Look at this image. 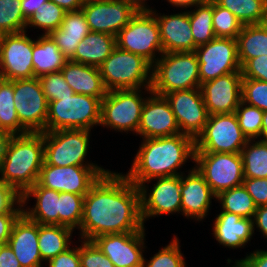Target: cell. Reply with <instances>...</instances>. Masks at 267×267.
Wrapping results in <instances>:
<instances>
[{
    "instance_id": "6da1fadb",
    "label": "cell",
    "mask_w": 267,
    "mask_h": 267,
    "mask_svg": "<svg viewBox=\"0 0 267 267\" xmlns=\"http://www.w3.org/2000/svg\"><path fill=\"white\" fill-rule=\"evenodd\" d=\"M143 228L140 190L125 174L109 171L84 196L81 240Z\"/></svg>"
},
{
    "instance_id": "7a4b0ae2",
    "label": "cell",
    "mask_w": 267,
    "mask_h": 267,
    "mask_svg": "<svg viewBox=\"0 0 267 267\" xmlns=\"http://www.w3.org/2000/svg\"><path fill=\"white\" fill-rule=\"evenodd\" d=\"M188 159L194 163L195 140L184 134L169 137L143 139L125 175L139 187L157 177H169L184 174L178 172Z\"/></svg>"
},
{
    "instance_id": "3957f363",
    "label": "cell",
    "mask_w": 267,
    "mask_h": 267,
    "mask_svg": "<svg viewBox=\"0 0 267 267\" xmlns=\"http://www.w3.org/2000/svg\"><path fill=\"white\" fill-rule=\"evenodd\" d=\"M43 162V132L10 135L0 160V179L22 196L37 182Z\"/></svg>"
},
{
    "instance_id": "277c9868",
    "label": "cell",
    "mask_w": 267,
    "mask_h": 267,
    "mask_svg": "<svg viewBox=\"0 0 267 267\" xmlns=\"http://www.w3.org/2000/svg\"><path fill=\"white\" fill-rule=\"evenodd\" d=\"M153 65L144 57L116 47L99 67L108 91L144 88L151 94Z\"/></svg>"
},
{
    "instance_id": "5b68a950",
    "label": "cell",
    "mask_w": 267,
    "mask_h": 267,
    "mask_svg": "<svg viewBox=\"0 0 267 267\" xmlns=\"http://www.w3.org/2000/svg\"><path fill=\"white\" fill-rule=\"evenodd\" d=\"M199 63L194 51L163 53L153 64L152 92L164 96L200 88Z\"/></svg>"
},
{
    "instance_id": "8992f818",
    "label": "cell",
    "mask_w": 267,
    "mask_h": 267,
    "mask_svg": "<svg viewBox=\"0 0 267 267\" xmlns=\"http://www.w3.org/2000/svg\"><path fill=\"white\" fill-rule=\"evenodd\" d=\"M101 100L77 94L48 102L46 132L63 129L91 130L100 125Z\"/></svg>"
},
{
    "instance_id": "52a82bcc",
    "label": "cell",
    "mask_w": 267,
    "mask_h": 267,
    "mask_svg": "<svg viewBox=\"0 0 267 267\" xmlns=\"http://www.w3.org/2000/svg\"><path fill=\"white\" fill-rule=\"evenodd\" d=\"M116 44L119 49L140 55L153 65L163 54L155 15L150 10H138L117 34Z\"/></svg>"
},
{
    "instance_id": "ba28073f",
    "label": "cell",
    "mask_w": 267,
    "mask_h": 267,
    "mask_svg": "<svg viewBox=\"0 0 267 267\" xmlns=\"http://www.w3.org/2000/svg\"><path fill=\"white\" fill-rule=\"evenodd\" d=\"M90 131L63 129L43 132L44 162L58 167L71 165L100 167L85 161L89 149Z\"/></svg>"
},
{
    "instance_id": "9c48e42d",
    "label": "cell",
    "mask_w": 267,
    "mask_h": 267,
    "mask_svg": "<svg viewBox=\"0 0 267 267\" xmlns=\"http://www.w3.org/2000/svg\"><path fill=\"white\" fill-rule=\"evenodd\" d=\"M141 93V88L108 91L101 100L100 125L118 132L137 133L146 101Z\"/></svg>"
},
{
    "instance_id": "30bf717a",
    "label": "cell",
    "mask_w": 267,
    "mask_h": 267,
    "mask_svg": "<svg viewBox=\"0 0 267 267\" xmlns=\"http://www.w3.org/2000/svg\"><path fill=\"white\" fill-rule=\"evenodd\" d=\"M247 141L235 112L209 115L195 140V152L240 153Z\"/></svg>"
},
{
    "instance_id": "8fae6325",
    "label": "cell",
    "mask_w": 267,
    "mask_h": 267,
    "mask_svg": "<svg viewBox=\"0 0 267 267\" xmlns=\"http://www.w3.org/2000/svg\"><path fill=\"white\" fill-rule=\"evenodd\" d=\"M194 162V166L216 195L243 184L244 171L240 153L195 152Z\"/></svg>"
},
{
    "instance_id": "7c38bea8",
    "label": "cell",
    "mask_w": 267,
    "mask_h": 267,
    "mask_svg": "<svg viewBox=\"0 0 267 267\" xmlns=\"http://www.w3.org/2000/svg\"><path fill=\"white\" fill-rule=\"evenodd\" d=\"M110 170L103 167L54 166L43 162L37 183L40 186L77 195H86L90 188Z\"/></svg>"
},
{
    "instance_id": "4fadbf2b",
    "label": "cell",
    "mask_w": 267,
    "mask_h": 267,
    "mask_svg": "<svg viewBox=\"0 0 267 267\" xmlns=\"http://www.w3.org/2000/svg\"><path fill=\"white\" fill-rule=\"evenodd\" d=\"M14 105L28 132H46L48 101L38 78L14 80Z\"/></svg>"
},
{
    "instance_id": "5bb4252c",
    "label": "cell",
    "mask_w": 267,
    "mask_h": 267,
    "mask_svg": "<svg viewBox=\"0 0 267 267\" xmlns=\"http://www.w3.org/2000/svg\"><path fill=\"white\" fill-rule=\"evenodd\" d=\"M194 52L199 63L200 84L232 72H241L236 39L215 37L198 46Z\"/></svg>"
},
{
    "instance_id": "9a60e30c",
    "label": "cell",
    "mask_w": 267,
    "mask_h": 267,
    "mask_svg": "<svg viewBox=\"0 0 267 267\" xmlns=\"http://www.w3.org/2000/svg\"><path fill=\"white\" fill-rule=\"evenodd\" d=\"M164 96L170 103L180 133L196 140L209 117L201 89L178 90Z\"/></svg>"
},
{
    "instance_id": "2e32d148",
    "label": "cell",
    "mask_w": 267,
    "mask_h": 267,
    "mask_svg": "<svg viewBox=\"0 0 267 267\" xmlns=\"http://www.w3.org/2000/svg\"><path fill=\"white\" fill-rule=\"evenodd\" d=\"M153 179L157 181L150 193L147 185L139 186L143 224L150 217L181 212V175Z\"/></svg>"
},
{
    "instance_id": "e0dca14e",
    "label": "cell",
    "mask_w": 267,
    "mask_h": 267,
    "mask_svg": "<svg viewBox=\"0 0 267 267\" xmlns=\"http://www.w3.org/2000/svg\"><path fill=\"white\" fill-rule=\"evenodd\" d=\"M91 32L106 33L115 37L137 13L126 0H96L84 2L81 7Z\"/></svg>"
},
{
    "instance_id": "ac0fdd59",
    "label": "cell",
    "mask_w": 267,
    "mask_h": 267,
    "mask_svg": "<svg viewBox=\"0 0 267 267\" xmlns=\"http://www.w3.org/2000/svg\"><path fill=\"white\" fill-rule=\"evenodd\" d=\"M26 32L3 34L1 36V69L6 80L34 78L32 39Z\"/></svg>"
},
{
    "instance_id": "d6986e66",
    "label": "cell",
    "mask_w": 267,
    "mask_h": 267,
    "mask_svg": "<svg viewBox=\"0 0 267 267\" xmlns=\"http://www.w3.org/2000/svg\"><path fill=\"white\" fill-rule=\"evenodd\" d=\"M145 228L137 232L107 234L91 241L115 267H143Z\"/></svg>"
},
{
    "instance_id": "ffe728a7",
    "label": "cell",
    "mask_w": 267,
    "mask_h": 267,
    "mask_svg": "<svg viewBox=\"0 0 267 267\" xmlns=\"http://www.w3.org/2000/svg\"><path fill=\"white\" fill-rule=\"evenodd\" d=\"M242 72H232L201 84L209 115L233 113L242 101Z\"/></svg>"
},
{
    "instance_id": "44dd1931",
    "label": "cell",
    "mask_w": 267,
    "mask_h": 267,
    "mask_svg": "<svg viewBox=\"0 0 267 267\" xmlns=\"http://www.w3.org/2000/svg\"><path fill=\"white\" fill-rule=\"evenodd\" d=\"M136 134L142 139L180 134L175 115L165 96L151 92V95L146 97Z\"/></svg>"
},
{
    "instance_id": "7402d4cb",
    "label": "cell",
    "mask_w": 267,
    "mask_h": 267,
    "mask_svg": "<svg viewBox=\"0 0 267 267\" xmlns=\"http://www.w3.org/2000/svg\"><path fill=\"white\" fill-rule=\"evenodd\" d=\"M212 197L216 199L217 195L196 167L187 176L181 174V213L186 218L203 220L208 215Z\"/></svg>"
},
{
    "instance_id": "603a6c76",
    "label": "cell",
    "mask_w": 267,
    "mask_h": 267,
    "mask_svg": "<svg viewBox=\"0 0 267 267\" xmlns=\"http://www.w3.org/2000/svg\"><path fill=\"white\" fill-rule=\"evenodd\" d=\"M150 11L157 19L163 53L194 51L197 48L188 11L171 15H159L152 8Z\"/></svg>"
},
{
    "instance_id": "cb8c5ba5",
    "label": "cell",
    "mask_w": 267,
    "mask_h": 267,
    "mask_svg": "<svg viewBox=\"0 0 267 267\" xmlns=\"http://www.w3.org/2000/svg\"><path fill=\"white\" fill-rule=\"evenodd\" d=\"M7 244L21 267H43L38 247V223L24 213L14 222Z\"/></svg>"
},
{
    "instance_id": "d4e9b609",
    "label": "cell",
    "mask_w": 267,
    "mask_h": 267,
    "mask_svg": "<svg viewBox=\"0 0 267 267\" xmlns=\"http://www.w3.org/2000/svg\"><path fill=\"white\" fill-rule=\"evenodd\" d=\"M213 235L225 247L244 248L254 235L253 218H241L234 213L221 211L214 221Z\"/></svg>"
},
{
    "instance_id": "484cf974",
    "label": "cell",
    "mask_w": 267,
    "mask_h": 267,
    "mask_svg": "<svg viewBox=\"0 0 267 267\" xmlns=\"http://www.w3.org/2000/svg\"><path fill=\"white\" fill-rule=\"evenodd\" d=\"M61 73L74 93L89 95L102 100L108 92L98 67L67 60Z\"/></svg>"
},
{
    "instance_id": "4316f807",
    "label": "cell",
    "mask_w": 267,
    "mask_h": 267,
    "mask_svg": "<svg viewBox=\"0 0 267 267\" xmlns=\"http://www.w3.org/2000/svg\"><path fill=\"white\" fill-rule=\"evenodd\" d=\"M32 196L36 199L34 207L23 208V213L38 224L59 225V192L40 186L36 182L22 195L23 207Z\"/></svg>"
},
{
    "instance_id": "83f0119b",
    "label": "cell",
    "mask_w": 267,
    "mask_h": 267,
    "mask_svg": "<svg viewBox=\"0 0 267 267\" xmlns=\"http://www.w3.org/2000/svg\"><path fill=\"white\" fill-rule=\"evenodd\" d=\"M90 32L82 9L66 12L58 29L50 36L62 54L69 60L75 53L80 41Z\"/></svg>"
},
{
    "instance_id": "f1b7e54d",
    "label": "cell",
    "mask_w": 267,
    "mask_h": 267,
    "mask_svg": "<svg viewBox=\"0 0 267 267\" xmlns=\"http://www.w3.org/2000/svg\"><path fill=\"white\" fill-rule=\"evenodd\" d=\"M116 47L114 35L90 31L69 60L99 68Z\"/></svg>"
},
{
    "instance_id": "f546056e",
    "label": "cell",
    "mask_w": 267,
    "mask_h": 267,
    "mask_svg": "<svg viewBox=\"0 0 267 267\" xmlns=\"http://www.w3.org/2000/svg\"><path fill=\"white\" fill-rule=\"evenodd\" d=\"M67 60L50 35L42 34L37 40H32L34 77L61 71Z\"/></svg>"
},
{
    "instance_id": "4dcf8cb0",
    "label": "cell",
    "mask_w": 267,
    "mask_h": 267,
    "mask_svg": "<svg viewBox=\"0 0 267 267\" xmlns=\"http://www.w3.org/2000/svg\"><path fill=\"white\" fill-rule=\"evenodd\" d=\"M237 53L242 67L249 59L267 55V22L243 25L236 37Z\"/></svg>"
},
{
    "instance_id": "1f68e13d",
    "label": "cell",
    "mask_w": 267,
    "mask_h": 267,
    "mask_svg": "<svg viewBox=\"0 0 267 267\" xmlns=\"http://www.w3.org/2000/svg\"><path fill=\"white\" fill-rule=\"evenodd\" d=\"M74 230L63 225L38 224V247L42 261L46 263L70 248Z\"/></svg>"
},
{
    "instance_id": "d6a6232c",
    "label": "cell",
    "mask_w": 267,
    "mask_h": 267,
    "mask_svg": "<svg viewBox=\"0 0 267 267\" xmlns=\"http://www.w3.org/2000/svg\"><path fill=\"white\" fill-rule=\"evenodd\" d=\"M189 11L190 25L195 45L201 46L216 36L213 30V0H202Z\"/></svg>"
},
{
    "instance_id": "836d02e7",
    "label": "cell",
    "mask_w": 267,
    "mask_h": 267,
    "mask_svg": "<svg viewBox=\"0 0 267 267\" xmlns=\"http://www.w3.org/2000/svg\"><path fill=\"white\" fill-rule=\"evenodd\" d=\"M228 9L243 25L267 22V3L264 0H214Z\"/></svg>"
},
{
    "instance_id": "e575fe53",
    "label": "cell",
    "mask_w": 267,
    "mask_h": 267,
    "mask_svg": "<svg viewBox=\"0 0 267 267\" xmlns=\"http://www.w3.org/2000/svg\"><path fill=\"white\" fill-rule=\"evenodd\" d=\"M240 154L244 178H267V141L248 140Z\"/></svg>"
},
{
    "instance_id": "d590c367",
    "label": "cell",
    "mask_w": 267,
    "mask_h": 267,
    "mask_svg": "<svg viewBox=\"0 0 267 267\" xmlns=\"http://www.w3.org/2000/svg\"><path fill=\"white\" fill-rule=\"evenodd\" d=\"M216 199L220 202L222 211L234 213L241 218H253L257 209L243 184L220 192Z\"/></svg>"
},
{
    "instance_id": "8d00e7d4",
    "label": "cell",
    "mask_w": 267,
    "mask_h": 267,
    "mask_svg": "<svg viewBox=\"0 0 267 267\" xmlns=\"http://www.w3.org/2000/svg\"><path fill=\"white\" fill-rule=\"evenodd\" d=\"M66 11L52 1H47L26 22L29 27L43 29V35H50L58 29L65 17Z\"/></svg>"
},
{
    "instance_id": "74e56055",
    "label": "cell",
    "mask_w": 267,
    "mask_h": 267,
    "mask_svg": "<svg viewBox=\"0 0 267 267\" xmlns=\"http://www.w3.org/2000/svg\"><path fill=\"white\" fill-rule=\"evenodd\" d=\"M85 195L59 192V225L79 229L83 216Z\"/></svg>"
},
{
    "instance_id": "f35d334b",
    "label": "cell",
    "mask_w": 267,
    "mask_h": 267,
    "mask_svg": "<svg viewBox=\"0 0 267 267\" xmlns=\"http://www.w3.org/2000/svg\"><path fill=\"white\" fill-rule=\"evenodd\" d=\"M21 0H0V33L10 34L26 31Z\"/></svg>"
},
{
    "instance_id": "ab89813d",
    "label": "cell",
    "mask_w": 267,
    "mask_h": 267,
    "mask_svg": "<svg viewBox=\"0 0 267 267\" xmlns=\"http://www.w3.org/2000/svg\"><path fill=\"white\" fill-rule=\"evenodd\" d=\"M239 126L248 140H261L262 118L264 112L255 106L241 101L235 110Z\"/></svg>"
},
{
    "instance_id": "60d3db41",
    "label": "cell",
    "mask_w": 267,
    "mask_h": 267,
    "mask_svg": "<svg viewBox=\"0 0 267 267\" xmlns=\"http://www.w3.org/2000/svg\"><path fill=\"white\" fill-rule=\"evenodd\" d=\"M213 30L216 37L236 39L243 24L228 9L213 0Z\"/></svg>"
},
{
    "instance_id": "b9f144b4",
    "label": "cell",
    "mask_w": 267,
    "mask_h": 267,
    "mask_svg": "<svg viewBox=\"0 0 267 267\" xmlns=\"http://www.w3.org/2000/svg\"><path fill=\"white\" fill-rule=\"evenodd\" d=\"M179 244L177 236L173 237L172 241L153 255L149 261L144 258L143 267H186Z\"/></svg>"
},
{
    "instance_id": "7bdbcfd3",
    "label": "cell",
    "mask_w": 267,
    "mask_h": 267,
    "mask_svg": "<svg viewBox=\"0 0 267 267\" xmlns=\"http://www.w3.org/2000/svg\"><path fill=\"white\" fill-rule=\"evenodd\" d=\"M242 101L267 111V82L242 78Z\"/></svg>"
},
{
    "instance_id": "ee69618b",
    "label": "cell",
    "mask_w": 267,
    "mask_h": 267,
    "mask_svg": "<svg viewBox=\"0 0 267 267\" xmlns=\"http://www.w3.org/2000/svg\"><path fill=\"white\" fill-rule=\"evenodd\" d=\"M48 102L58 100V97L73 95V89L66 83L61 71L52 72L38 78Z\"/></svg>"
},
{
    "instance_id": "f6af8a7d",
    "label": "cell",
    "mask_w": 267,
    "mask_h": 267,
    "mask_svg": "<svg viewBox=\"0 0 267 267\" xmlns=\"http://www.w3.org/2000/svg\"><path fill=\"white\" fill-rule=\"evenodd\" d=\"M80 266L81 267H115L102 251L92 242L81 240Z\"/></svg>"
},
{
    "instance_id": "bcb514c9",
    "label": "cell",
    "mask_w": 267,
    "mask_h": 267,
    "mask_svg": "<svg viewBox=\"0 0 267 267\" xmlns=\"http://www.w3.org/2000/svg\"><path fill=\"white\" fill-rule=\"evenodd\" d=\"M0 128L4 129L9 135L28 133L20 124L14 102L0 104Z\"/></svg>"
},
{
    "instance_id": "7dc6e473",
    "label": "cell",
    "mask_w": 267,
    "mask_h": 267,
    "mask_svg": "<svg viewBox=\"0 0 267 267\" xmlns=\"http://www.w3.org/2000/svg\"><path fill=\"white\" fill-rule=\"evenodd\" d=\"M242 77L267 82V55L249 59L241 67Z\"/></svg>"
},
{
    "instance_id": "c3c4849f",
    "label": "cell",
    "mask_w": 267,
    "mask_h": 267,
    "mask_svg": "<svg viewBox=\"0 0 267 267\" xmlns=\"http://www.w3.org/2000/svg\"><path fill=\"white\" fill-rule=\"evenodd\" d=\"M243 186L257 207L267 205V178H244Z\"/></svg>"
},
{
    "instance_id": "681fc988",
    "label": "cell",
    "mask_w": 267,
    "mask_h": 267,
    "mask_svg": "<svg viewBox=\"0 0 267 267\" xmlns=\"http://www.w3.org/2000/svg\"><path fill=\"white\" fill-rule=\"evenodd\" d=\"M22 201V196L0 179V214L11 212Z\"/></svg>"
},
{
    "instance_id": "f907efd6",
    "label": "cell",
    "mask_w": 267,
    "mask_h": 267,
    "mask_svg": "<svg viewBox=\"0 0 267 267\" xmlns=\"http://www.w3.org/2000/svg\"><path fill=\"white\" fill-rule=\"evenodd\" d=\"M23 208L21 201L11 212L0 214V246L7 244L14 222L23 213Z\"/></svg>"
},
{
    "instance_id": "816d5d0a",
    "label": "cell",
    "mask_w": 267,
    "mask_h": 267,
    "mask_svg": "<svg viewBox=\"0 0 267 267\" xmlns=\"http://www.w3.org/2000/svg\"><path fill=\"white\" fill-rule=\"evenodd\" d=\"M49 263V264H48ZM48 267H81L80 246H72L47 262Z\"/></svg>"
},
{
    "instance_id": "f5cc1de1",
    "label": "cell",
    "mask_w": 267,
    "mask_h": 267,
    "mask_svg": "<svg viewBox=\"0 0 267 267\" xmlns=\"http://www.w3.org/2000/svg\"><path fill=\"white\" fill-rule=\"evenodd\" d=\"M235 267H267V251L256 250L243 259L235 260Z\"/></svg>"
},
{
    "instance_id": "db71d44e",
    "label": "cell",
    "mask_w": 267,
    "mask_h": 267,
    "mask_svg": "<svg viewBox=\"0 0 267 267\" xmlns=\"http://www.w3.org/2000/svg\"><path fill=\"white\" fill-rule=\"evenodd\" d=\"M0 267H21L8 244L0 246Z\"/></svg>"
},
{
    "instance_id": "11a10c76",
    "label": "cell",
    "mask_w": 267,
    "mask_h": 267,
    "mask_svg": "<svg viewBox=\"0 0 267 267\" xmlns=\"http://www.w3.org/2000/svg\"><path fill=\"white\" fill-rule=\"evenodd\" d=\"M258 228L267 238V205L259 206L253 216V228Z\"/></svg>"
},
{
    "instance_id": "9f6ffc18",
    "label": "cell",
    "mask_w": 267,
    "mask_h": 267,
    "mask_svg": "<svg viewBox=\"0 0 267 267\" xmlns=\"http://www.w3.org/2000/svg\"><path fill=\"white\" fill-rule=\"evenodd\" d=\"M14 102V80L9 81L0 77V104Z\"/></svg>"
},
{
    "instance_id": "6f0895ef",
    "label": "cell",
    "mask_w": 267,
    "mask_h": 267,
    "mask_svg": "<svg viewBox=\"0 0 267 267\" xmlns=\"http://www.w3.org/2000/svg\"><path fill=\"white\" fill-rule=\"evenodd\" d=\"M47 1L49 0H21L24 18L28 20L35 13L36 9L40 8Z\"/></svg>"
},
{
    "instance_id": "680465c9",
    "label": "cell",
    "mask_w": 267,
    "mask_h": 267,
    "mask_svg": "<svg viewBox=\"0 0 267 267\" xmlns=\"http://www.w3.org/2000/svg\"><path fill=\"white\" fill-rule=\"evenodd\" d=\"M63 8L66 12L75 11L81 9L84 4V0H50Z\"/></svg>"
},
{
    "instance_id": "91938a15",
    "label": "cell",
    "mask_w": 267,
    "mask_h": 267,
    "mask_svg": "<svg viewBox=\"0 0 267 267\" xmlns=\"http://www.w3.org/2000/svg\"><path fill=\"white\" fill-rule=\"evenodd\" d=\"M172 6L189 8L194 7L195 4L200 3L202 0H167Z\"/></svg>"
},
{
    "instance_id": "94428289",
    "label": "cell",
    "mask_w": 267,
    "mask_h": 267,
    "mask_svg": "<svg viewBox=\"0 0 267 267\" xmlns=\"http://www.w3.org/2000/svg\"><path fill=\"white\" fill-rule=\"evenodd\" d=\"M9 136L4 129L0 128V160Z\"/></svg>"
},
{
    "instance_id": "6125c7cd",
    "label": "cell",
    "mask_w": 267,
    "mask_h": 267,
    "mask_svg": "<svg viewBox=\"0 0 267 267\" xmlns=\"http://www.w3.org/2000/svg\"><path fill=\"white\" fill-rule=\"evenodd\" d=\"M128 3H131L137 10H150L149 6L145 4L146 0H126Z\"/></svg>"
},
{
    "instance_id": "be15d7a7",
    "label": "cell",
    "mask_w": 267,
    "mask_h": 267,
    "mask_svg": "<svg viewBox=\"0 0 267 267\" xmlns=\"http://www.w3.org/2000/svg\"><path fill=\"white\" fill-rule=\"evenodd\" d=\"M261 140L267 141V111H264L262 118Z\"/></svg>"
},
{
    "instance_id": "e7e4bbea",
    "label": "cell",
    "mask_w": 267,
    "mask_h": 267,
    "mask_svg": "<svg viewBox=\"0 0 267 267\" xmlns=\"http://www.w3.org/2000/svg\"><path fill=\"white\" fill-rule=\"evenodd\" d=\"M0 77H3L2 69H1V59H0Z\"/></svg>"
},
{
    "instance_id": "03108f58",
    "label": "cell",
    "mask_w": 267,
    "mask_h": 267,
    "mask_svg": "<svg viewBox=\"0 0 267 267\" xmlns=\"http://www.w3.org/2000/svg\"><path fill=\"white\" fill-rule=\"evenodd\" d=\"M88 1H96V0H84V2H88Z\"/></svg>"
}]
</instances>
